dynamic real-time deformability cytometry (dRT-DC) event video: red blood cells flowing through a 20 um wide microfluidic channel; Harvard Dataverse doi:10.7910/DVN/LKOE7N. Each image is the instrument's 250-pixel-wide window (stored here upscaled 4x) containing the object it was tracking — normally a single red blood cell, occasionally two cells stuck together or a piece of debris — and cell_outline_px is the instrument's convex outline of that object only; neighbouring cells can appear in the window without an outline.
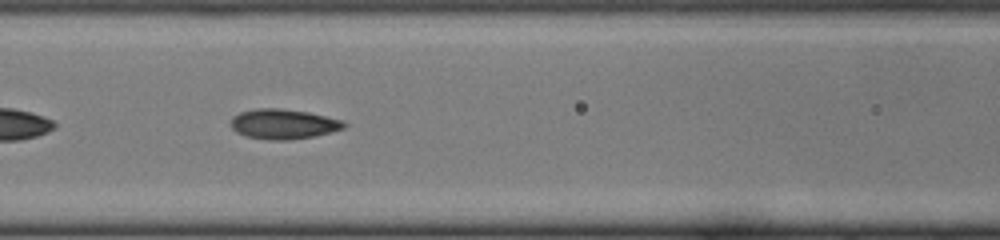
{"species": "common noctule bat (a hibernating species)", "species_latin": "Nyctalus noctula", "temperature_condition": "cold", "stored_images_in_passage": 18, "camera_frame_rate_fps": 3000, "um_per_image_px": 0.085, "animal": {"sex": "female", "body_mass_g": 22.0, "forearm_length_mm": 56.7}, "frame": {"image": 1, "passage_image": 6, "time_ms": 1.667, "image_size_px": [1000, 240], "cell_outline_px": [[348, 124], [344, 128], [316, 136], [288, 140], [272, 140], [244, 136], [236, 132], [232, 128], [232, 116], [240, 112], [256, 108], [280, 108], [308, 112], [344, 120]], "centroid_in_image_um": [24.1, 10.54], "position_along_channel_um": 142.5, "area_um2": 19.88}}